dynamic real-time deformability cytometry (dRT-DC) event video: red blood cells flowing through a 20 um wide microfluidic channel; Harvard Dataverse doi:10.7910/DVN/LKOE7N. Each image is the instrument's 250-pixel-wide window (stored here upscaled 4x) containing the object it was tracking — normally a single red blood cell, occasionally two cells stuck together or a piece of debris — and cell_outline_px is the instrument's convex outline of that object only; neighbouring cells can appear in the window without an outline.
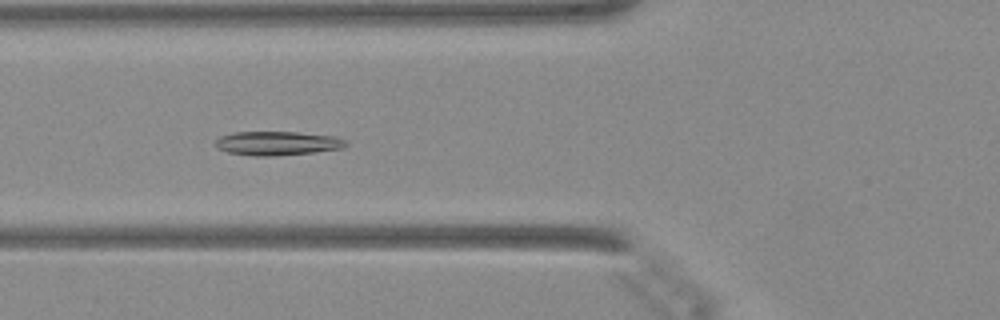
{"species": "Egyptian fruit bat (a non-hibernating species)", "species_latin": "Rousettus aegyptiacus", "temperature_condition": "warm", "stored_images_in_passage": 35, "camera_frame_rate_fps": 3000, "um_per_image_px": 0.085, "animal": {"sex": "female"}, "frame": {"image": 1, "passage_image": 5, "time_ms": 1.333, "image_size_px": [1000, 320], "cell_outline_px": [[348, 144], [344, 148], [312, 152], [272, 156], [252, 156], [228, 152], [216, 148], [216, 140], [220, 136], [236, 132], [296, 132], [332, 136], [344, 140]], "centroid_in_image_um": [23.54, 12.18], "position_along_channel_um": 102.3, "area_um2": 18.03}}
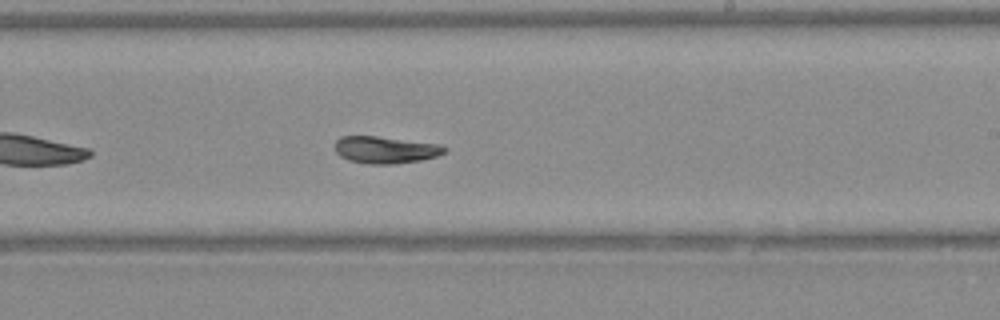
{"frame": {"image": 2, "passage_image": 16, "time_ms": 5.0, "image_size_px": [1000, 320], "cell_outline_px": [[448, 148], [444, 152], [436, 156], [420, 160], [392, 164], [368, 164], [348, 160], [340, 156], [336, 152], [336, 140], [340, 136], [376, 136], [440, 144]], "centroid_in_image_um": [32.75, 12.73], "position_along_channel_um": 256.3, "area_um2": 17.17}}
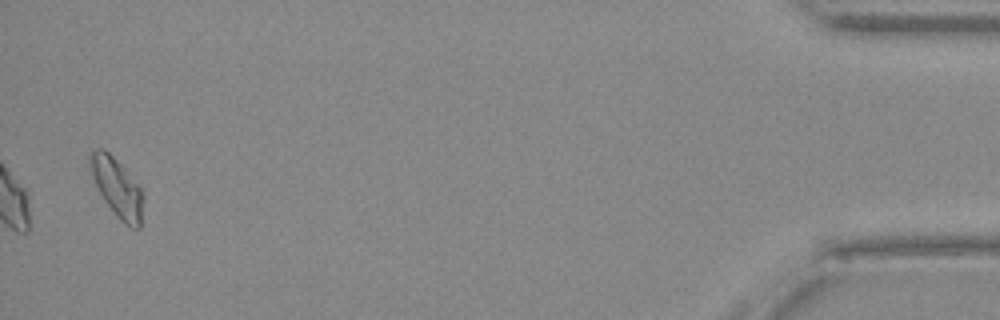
{"frame": {"image": 3, "passage_image": 34, "time_ms": 11.0, "image_size_px": [1000, 320], "cell_outline_px": [[144, 196], [140, 228], [128, 228], [116, 216], [104, 200], [92, 176], [88, 160], [88, 156], [96, 148], [104, 148], [124, 168], [144, 192]], "centroid_in_image_um": [9.96, 15.96], "position_along_channel_um": 425.2, "area_um2": 18.15}}